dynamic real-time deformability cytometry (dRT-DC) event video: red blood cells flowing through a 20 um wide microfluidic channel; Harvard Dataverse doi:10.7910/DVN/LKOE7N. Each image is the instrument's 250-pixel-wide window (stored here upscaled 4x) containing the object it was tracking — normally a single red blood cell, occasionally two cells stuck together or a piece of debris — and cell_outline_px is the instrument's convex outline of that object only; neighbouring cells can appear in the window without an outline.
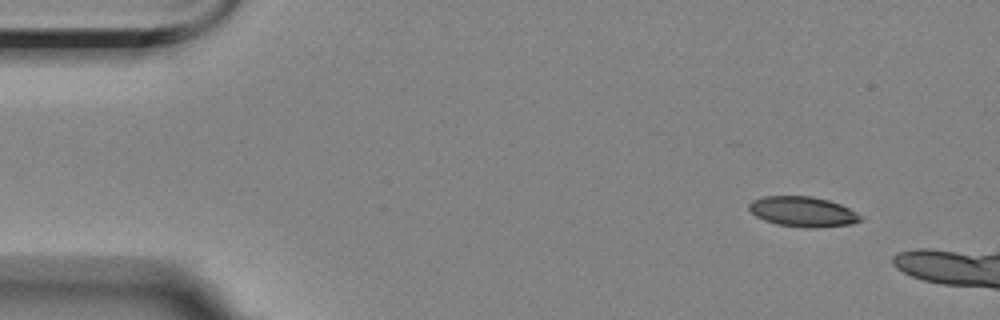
{"species": "Egyptian fruit bat (a non-hibernating species)", "species_latin": "Rousettus aegyptiacus", "temperature_condition": "room temperature", "stored_images_in_passage": 2, "camera_frame_rate_fps": 3000, "um_per_image_px": 0.085, "animal": {"sex": "female"}, "frame": {"image": 1, "passage_image": 2, "time_ms": 2.0, "image_size_px": [1000, 320], "cell_outline_px": [[864, 216], [860, 220], [852, 224], [816, 228], [808, 228], [776, 224], [764, 220], [756, 216], [748, 208], [748, 204], [752, 200], [764, 196], [812, 196], [828, 200], [840, 204]], "centroid_in_image_um": [68.24, 17.99], "position_along_channel_um": 16.8, "area_um2": 19.65}}